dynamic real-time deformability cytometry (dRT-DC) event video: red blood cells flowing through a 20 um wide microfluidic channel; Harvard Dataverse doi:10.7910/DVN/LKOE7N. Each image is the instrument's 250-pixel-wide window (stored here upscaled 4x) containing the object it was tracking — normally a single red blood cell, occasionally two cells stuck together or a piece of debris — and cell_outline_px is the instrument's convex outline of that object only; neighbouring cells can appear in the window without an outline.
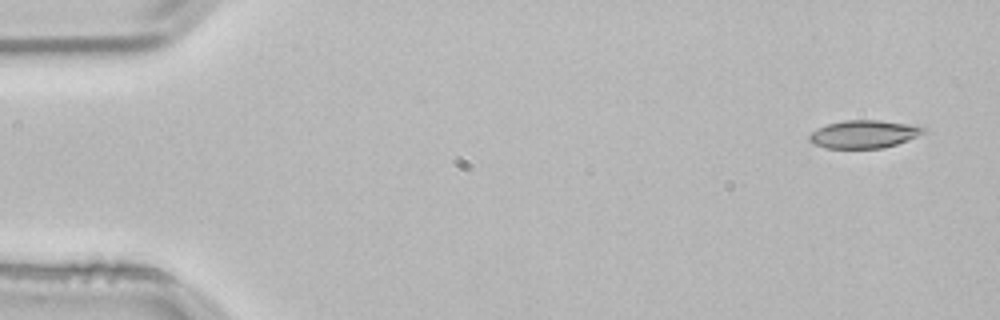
{"species": "common noctule bat (a hibernating species)", "species_latin": "Nyctalus noctula", "temperature_condition": "room temperature", "stored_images_in_passage": 3, "camera_frame_rate_fps": 3000, "um_per_image_px": 0.085, "animal": {"sex": "male", "body_mass_g": 21.5, "forearm_length_mm": 52.0}, "frame": {"image": 1, "passage_image": 1, "time_ms": 0.0, "image_size_px": [1000, 320], "cell_outline_px": [[928, 132], [908, 140], [884, 148], [824, 148], [812, 144], [808, 140], [808, 136], [816, 128], [828, 124], [844, 120], [880, 120], [924, 124], [928, 128]], "centroid_in_image_um": [73.53, 11.38], "position_along_channel_um": 11.5, "area_um2": 19.25}}
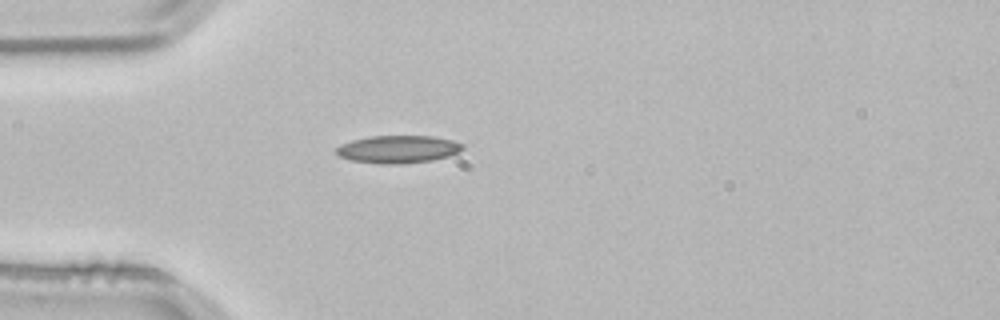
{"frame": {"image": 2, "passage_image": 3, "time_ms": 0.667, "image_size_px": [1000, 320], "cell_outline_px": [[464, 148], [460, 152], [448, 156], [432, 160], [400, 164], [380, 164], [352, 160], [336, 156], [336, 148], [340, 144], [352, 140], [372, 136], [432, 136], [452, 140], [464, 144]], "centroid_in_image_um": [33.83, 12.69], "position_along_channel_um": 51.2, "area_um2": 20.46}}